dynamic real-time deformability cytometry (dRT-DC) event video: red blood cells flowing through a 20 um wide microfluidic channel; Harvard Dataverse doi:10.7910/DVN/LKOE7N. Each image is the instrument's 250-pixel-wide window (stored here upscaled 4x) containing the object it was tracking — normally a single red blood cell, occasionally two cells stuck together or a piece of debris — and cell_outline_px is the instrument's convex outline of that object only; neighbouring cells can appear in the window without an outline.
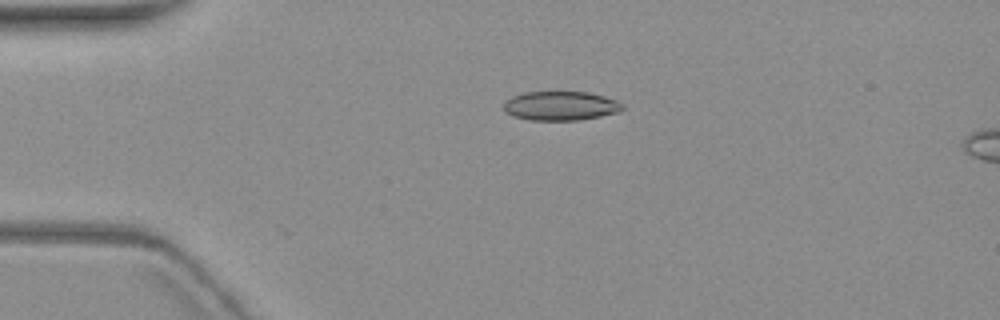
{"species": "common noctule bat (a hibernating species)", "species_latin": "Nyctalus noctula", "temperature_condition": "warm", "stored_images_in_passage": 5, "camera_frame_rate_fps": 3000, "um_per_image_px": 0.085, "animal": {"sex": "female", "body_mass_g": 19.3, "forearm_length_mm": 54.1}, "frame": {"image": 1, "passage_image": 4, "time_ms": 3.667, "image_size_px": [1000, 320], "cell_outline_px": [[624, 108], [620, 112], [580, 120], [532, 120], [512, 116], [504, 112], [504, 104], [512, 96], [524, 92], [588, 92], [604, 96], [616, 100], [624, 104]], "centroid_in_image_um": [47.67, 9.0], "position_along_channel_um": 37.3, "area_um2": 20.23}}